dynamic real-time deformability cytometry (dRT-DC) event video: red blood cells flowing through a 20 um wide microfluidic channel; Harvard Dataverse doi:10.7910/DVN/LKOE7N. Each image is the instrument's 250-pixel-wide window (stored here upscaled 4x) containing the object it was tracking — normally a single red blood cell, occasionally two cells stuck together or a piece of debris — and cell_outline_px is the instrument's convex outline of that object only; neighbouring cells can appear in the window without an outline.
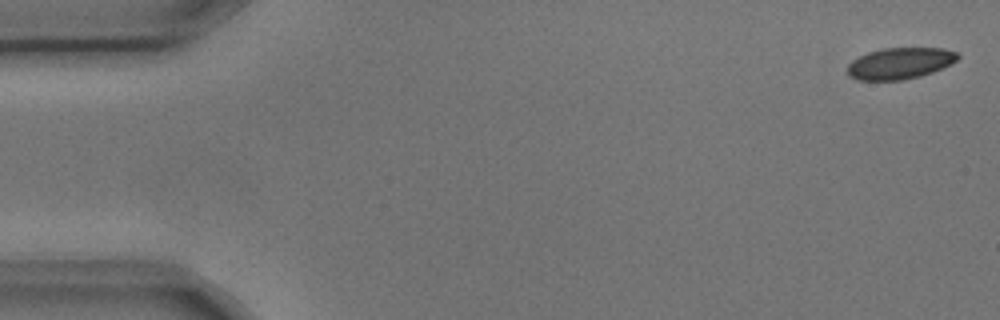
{"species": "common noctule bat (a hibernating species)", "species_latin": "Nyctalus noctula", "temperature_condition": "cold", "stored_images_in_passage": 4, "camera_frame_rate_fps": 3000, "um_per_image_px": 0.085, "animal": {"sex": "male", "body_mass_g": 17.9, "forearm_length_mm": 54.2}, "frame": {"image": 1, "passage_image": 1, "time_ms": 0.0, "image_size_px": [1000, 320], "cell_outline_px": [[960, 56], [952, 64], [932, 72], [920, 76], [904, 80], [856, 80], [848, 76], [848, 64], [852, 60], [868, 52], [884, 48], [944, 48], [956, 52]], "centroid_in_image_um": [76.49, 5.39], "position_along_channel_um": 8.5, "area_um2": 20.23}}
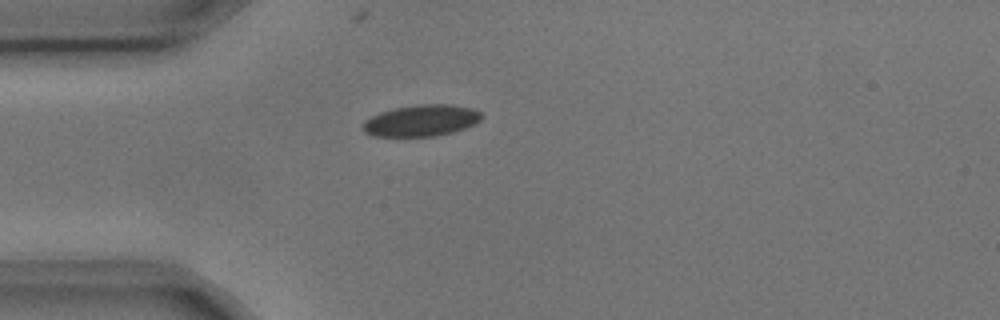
{"frame": {"image": 2, "passage_image": 4, "time_ms": 1.0, "image_size_px": [1000, 320], "cell_outline_px": [[484, 116], [476, 124], [452, 132], [436, 136], [372, 136], [364, 132], [364, 120], [380, 112], [396, 108], [420, 104], [452, 104], [472, 108], [480, 112]], "centroid_in_image_um": [35.84, 10.24], "position_along_channel_um": 49.2, "area_um2": 21.73}}